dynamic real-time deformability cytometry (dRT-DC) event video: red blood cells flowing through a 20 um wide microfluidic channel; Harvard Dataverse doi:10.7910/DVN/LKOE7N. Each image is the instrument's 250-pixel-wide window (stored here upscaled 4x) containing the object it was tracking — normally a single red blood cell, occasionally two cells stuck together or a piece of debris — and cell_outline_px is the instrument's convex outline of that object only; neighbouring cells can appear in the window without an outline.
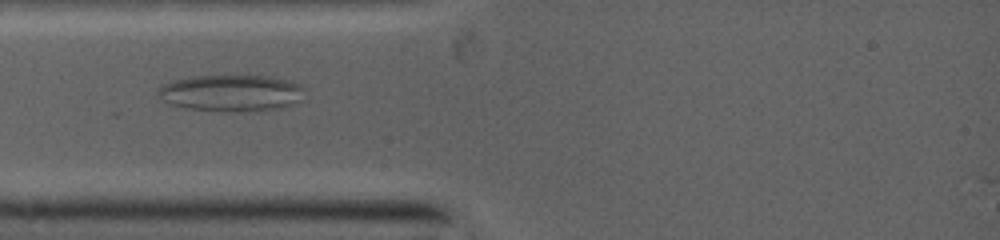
{"species": "common noctule bat (a hibernating species)", "species_latin": "Nyctalus noctula", "temperature_condition": "warm", "stored_images_in_passage": 4, "camera_frame_rate_fps": 5000, "um_per_image_px": 0.085, "animal": {"sex": "female", "body_mass_g": 19.0, "forearm_length_mm": 53.3}, "frame": {"image": 1, "passage_image": 3, "time_ms": 2.0, "image_size_px": [1000, 240], "cell_outline_px": [[300, 88], [296, 100], [292, 104], [280, 108], [192, 108], [172, 104], [160, 92], [160, 88], [164, 84], [176, 80], [192, 76], [260, 76], [284, 80], [296, 84]], "centroid_in_image_um": [19.6, 7.84], "position_along_channel_um": 65.4, "area_um2": 28.26}}
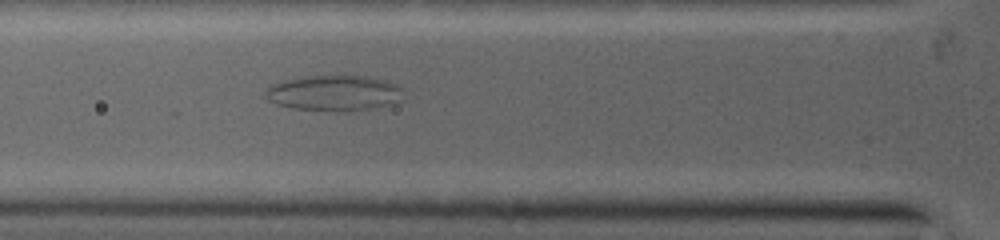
{"frame": {"image": 2, "passage_image": 4, "time_ms": 2.8, "image_size_px": [1000, 240], "cell_outline_px": [[400, 88], [392, 100], [368, 108], [296, 108], [280, 104], [272, 100], [268, 96], [268, 88], [276, 84], [288, 80], [316, 76], [356, 76], [376, 80], [392, 84]], "centroid_in_image_um": [28.26, 7.86], "position_along_channel_um": 97.5, "area_um2": 25.09}}